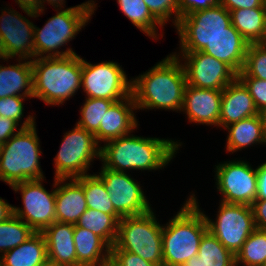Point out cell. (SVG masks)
I'll use <instances>...</instances> for the list:
<instances>
[{
	"instance_id": "42",
	"label": "cell",
	"mask_w": 266,
	"mask_h": 266,
	"mask_svg": "<svg viewBox=\"0 0 266 266\" xmlns=\"http://www.w3.org/2000/svg\"><path fill=\"white\" fill-rule=\"evenodd\" d=\"M220 4L229 12L236 9L266 7L265 0H220Z\"/></svg>"
},
{
	"instance_id": "49",
	"label": "cell",
	"mask_w": 266,
	"mask_h": 266,
	"mask_svg": "<svg viewBox=\"0 0 266 266\" xmlns=\"http://www.w3.org/2000/svg\"><path fill=\"white\" fill-rule=\"evenodd\" d=\"M41 266H59V265H56L54 263H51V262L47 261L45 264H43Z\"/></svg>"
},
{
	"instance_id": "40",
	"label": "cell",
	"mask_w": 266,
	"mask_h": 266,
	"mask_svg": "<svg viewBox=\"0 0 266 266\" xmlns=\"http://www.w3.org/2000/svg\"><path fill=\"white\" fill-rule=\"evenodd\" d=\"M35 116L28 115L23 121L22 125L18 124L13 119H7L3 116H0V145L5 144L13 135H15L21 128H26L34 125ZM21 126L20 128H17ZM17 130V131H16Z\"/></svg>"
},
{
	"instance_id": "11",
	"label": "cell",
	"mask_w": 266,
	"mask_h": 266,
	"mask_svg": "<svg viewBox=\"0 0 266 266\" xmlns=\"http://www.w3.org/2000/svg\"><path fill=\"white\" fill-rule=\"evenodd\" d=\"M132 80L118 63L92 64L82 58L81 86L86 97L120 101L131 95Z\"/></svg>"
},
{
	"instance_id": "14",
	"label": "cell",
	"mask_w": 266,
	"mask_h": 266,
	"mask_svg": "<svg viewBox=\"0 0 266 266\" xmlns=\"http://www.w3.org/2000/svg\"><path fill=\"white\" fill-rule=\"evenodd\" d=\"M173 54L183 61L181 63L186 74L187 85L223 90L237 78V73L229 65L202 51Z\"/></svg>"
},
{
	"instance_id": "17",
	"label": "cell",
	"mask_w": 266,
	"mask_h": 266,
	"mask_svg": "<svg viewBox=\"0 0 266 266\" xmlns=\"http://www.w3.org/2000/svg\"><path fill=\"white\" fill-rule=\"evenodd\" d=\"M221 98L222 90L187 85L181 112H185L190 123L219 127Z\"/></svg>"
},
{
	"instance_id": "25",
	"label": "cell",
	"mask_w": 266,
	"mask_h": 266,
	"mask_svg": "<svg viewBox=\"0 0 266 266\" xmlns=\"http://www.w3.org/2000/svg\"><path fill=\"white\" fill-rule=\"evenodd\" d=\"M19 60L17 64H0V98L9 96L33 97V70L31 60Z\"/></svg>"
},
{
	"instance_id": "4",
	"label": "cell",
	"mask_w": 266,
	"mask_h": 266,
	"mask_svg": "<svg viewBox=\"0 0 266 266\" xmlns=\"http://www.w3.org/2000/svg\"><path fill=\"white\" fill-rule=\"evenodd\" d=\"M33 98L47 105L60 106L81 88L82 58L78 54L67 57L34 58Z\"/></svg>"
},
{
	"instance_id": "35",
	"label": "cell",
	"mask_w": 266,
	"mask_h": 266,
	"mask_svg": "<svg viewBox=\"0 0 266 266\" xmlns=\"http://www.w3.org/2000/svg\"><path fill=\"white\" fill-rule=\"evenodd\" d=\"M237 75H249L266 80V45L264 43L249 44L244 66Z\"/></svg>"
},
{
	"instance_id": "6",
	"label": "cell",
	"mask_w": 266,
	"mask_h": 266,
	"mask_svg": "<svg viewBox=\"0 0 266 266\" xmlns=\"http://www.w3.org/2000/svg\"><path fill=\"white\" fill-rule=\"evenodd\" d=\"M40 139L36 124L21 128L0 145V180L8 184L46 178L41 170Z\"/></svg>"
},
{
	"instance_id": "29",
	"label": "cell",
	"mask_w": 266,
	"mask_h": 266,
	"mask_svg": "<svg viewBox=\"0 0 266 266\" xmlns=\"http://www.w3.org/2000/svg\"><path fill=\"white\" fill-rule=\"evenodd\" d=\"M82 186L87 208L113 215L118 221L121 216L114 210L110 195L103 181L95 174H87L75 178Z\"/></svg>"
},
{
	"instance_id": "45",
	"label": "cell",
	"mask_w": 266,
	"mask_h": 266,
	"mask_svg": "<svg viewBox=\"0 0 266 266\" xmlns=\"http://www.w3.org/2000/svg\"><path fill=\"white\" fill-rule=\"evenodd\" d=\"M257 170V197L256 200H266V162L258 165Z\"/></svg>"
},
{
	"instance_id": "3",
	"label": "cell",
	"mask_w": 266,
	"mask_h": 266,
	"mask_svg": "<svg viewBox=\"0 0 266 266\" xmlns=\"http://www.w3.org/2000/svg\"><path fill=\"white\" fill-rule=\"evenodd\" d=\"M207 231L204 212L192 193L162 228L163 266H182L198 255L201 238Z\"/></svg>"
},
{
	"instance_id": "34",
	"label": "cell",
	"mask_w": 266,
	"mask_h": 266,
	"mask_svg": "<svg viewBox=\"0 0 266 266\" xmlns=\"http://www.w3.org/2000/svg\"><path fill=\"white\" fill-rule=\"evenodd\" d=\"M113 103L112 100L85 97V102L80 108L81 117L76 124L95 135L105 113Z\"/></svg>"
},
{
	"instance_id": "7",
	"label": "cell",
	"mask_w": 266,
	"mask_h": 266,
	"mask_svg": "<svg viewBox=\"0 0 266 266\" xmlns=\"http://www.w3.org/2000/svg\"><path fill=\"white\" fill-rule=\"evenodd\" d=\"M151 209L149 212L123 217L118 222L115 246L136 254L151 263L163 265L162 228Z\"/></svg>"
},
{
	"instance_id": "32",
	"label": "cell",
	"mask_w": 266,
	"mask_h": 266,
	"mask_svg": "<svg viewBox=\"0 0 266 266\" xmlns=\"http://www.w3.org/2000/svg\"><path fill=\"white\" fill-rule=\"evenodd\" d=\"M35 231L14 214L0 222V257L24 243Z\"/></svg>"
},
{
	"instance_id": "10",
	"label": "cell",
	"mask_w": 266,
	"mask_h": 266,
	"mask_svg": "<svg viewBox=\"0 0 266 266\" xmlns=\"http://www.w3.org/2000/svg\"><path fill=\"white\" fill-rule=\"evenodd\" d=\"M43 181L44 178L27 180L11 186L13 191L21 192L23 202V208L13 206V214L35 232H43L56 221V179L54 178V189L50 192L42 185Z\"/></svg>"
},
{
	"instance_id": "28",
	"label": "cell",
	"mask_w": 266,
	"mask_h": 266,
	"mask_svg": "<svg viewBox=\"0 0 266 266\" xmlns=\"http://www.w3.org/2000/svg\"><path fill=\"white\" fill-rule=\"evenodd\" d=\"M182 266H236V257L207 231L201 238L198 255L192 256Z\"/></svg>"
},
{
	"instance_id": "2",
	"label": "cell",
	"mask_w": 266,
	"mask_h": 266,
	"mask_svg": "<svg viewBox=\"0 0 266 266\" xmlns=\"http://www.w3.org/2000/svg\"><path fill=\"white\" fill-rule=\"evenodd\" d=\"M131 80V94L138 110L181 112L187 81L181 61L173 53Z\"/></svg>"
},
{
	"instance_id": "39",
	"label": "cell",
	"mask_w": 266,
	"mask_h": 266,
	"mask_svg": "<svg viewBox=\"0 0 266 266\" xmlns=\"http://www.w3.org/2000/svg\"><path fill=\"white\" fill-rule=\"evenodd\" d=\"M109 266H163L144 260L140 256L128 251L119 250L115 245L111 247Z\"/></svg>"
},
{
	"instance_id": "36",
	"label": "cell",
	"mask_w": 266,
	"mask_h": 266,
	"mask_svg": "<svg viewBox=\"0 0 266 266\" xmlns=\"http://www.w3.org/2000/svg\"><path fill=\"white\" fill-rule=\"evenodd\" d=\"M152 16L165 26L171 18L175 28L179 23L180 0H144ZM174 15V17H172ZM174 18V19H173Z\"/></svg>"
},
{
	"instance_id": "21",
	"label": "cell",
	"mask_w": 266,
	"mask_h": 266,
	"mask_svg": "<svg viewBox=\"0 0 266 266\" xmlns=\"http://www.w3.org/2000/svg\"><path fill=\"white\" fill-rule=\"evenodd\" d=\"M56 221L75 225L87 210L83 186L75 179H56Z\"/></svg>"
},
{
	"instance_id": "18",
	"label": "cell",
	"mask_w": 266,
	"mask_h": 266,
	"mask_svg": "<svg viewBox=\"0 0 266 266\" xmlns=\"http://www.w3.org/2000/svg\"><path fill=\"white\" fill-rule=\"evenodd\" d=\"M137 110L132 94L120 101L114 102L100 122L99 130L94 135L96 142L101 146L104 144L128 135L137 130L138 121L134 111Z\"/></svg>"
},
{
	"instance_id": "23",
	"label": "cell",
	"mask_w": 266,
	"mask_h": 266,
	"mask_svg": "<svg viewBox=\"0 0 266 266\" xmlns=\"http://www.w3.org/2000/svg\"><path fill=\"white\" fill-rule=\"evenodd\" d=\"M77 266H109L111 247L93 232L74 225Z\"/></svg>"
},
{
	"instance_id": "13",
	"label": "cell",
	"mask_w": 266,
	"mask_h": 266,
	"mask_svg": "<svg viewBox=\"0 0 266 266\" xmlns=\"http://www.w3.org/2000/svg\"><path fill=\"white\" fill-rule=\"evenodd\" d=\"M215 184L223 197L220 201L251 206L257 197V170L244 160L224 161L215 165Z\"/></svg>"
},
{
	"instance_id": "12",
	"label": "cell",
	"mask_w": 266,
	"mask_h": 266,
	"mask_svg": "<svg viewBox=\"0 0 266 266\" xmlns=\"http://www.w3.org/2000/svg\"><path fill=\"white\" fill-rule=\"evenodd\" d=\"M216 221L204 214L208 231L236 255L256 229L251 206L219 202Z\"/></svg>"
},
{
	"instance_id": "26",
	"label": "cell",
	"mask_w": 266,
	"mask_h": 266,
	"mask_svg": "<svg viewBox=\"0 0 266 266\" xmlns=\"http://www.w3.org/2000/svg\"><path fill=\"white\" fill-rule=\"evenodd\" d=\"M48 261L46 240L42 232H35L19 246L0 257V266H41Z\"/></svg>"
},
{
	"instance_id": "43",
	"label": "cell",
	"mask_w": 266,
	"mask_h": 266,
	"mask_svg": "<svg viewBox=\"0 0 266 266\" xmlns=\"http://www.w3.org/2000/svg\"><path fill=\"white\" fill-rule=\"evenodd\" d=\"M251 208L256 228L266 230V200H255Z\"/></svg>"
},
{
	"instance_id": "19",
	"label": "cell",
	"mask_w": 266,
	"mask_h": 266,
	"mask_svg": "<svg viewBox=\"0 0 266 266\" xmlns=\"http://www.w3.org/2000/svg\"><path fill=\"white\" fill-rule=\"evenodd\" d=\"M260 114L245 85L236 78L222 90L219 127Z\"/></svg>"
},
{
	"instance_id": "22",
	"label": "cell",
	"mask_w": 266,
	"mask_h": 266,
	"mask_svg": "<svg viewBox=\"0 0 266 266\" xmlns=\"http://www.w3.org/2000/svg\"><path fill=\"white\" fill-rule=\"evenodd\" d=\"M42 233L49 262L59 266H77L73 224L55 221Z\"/></svg>"
},
{
	"instance_id": "48",
	"label": "cell",
	"mask_w": 266,
	"mask_h": 266,
	"mask_svg": "<svg viewBox=\"0 0 266 266\" xmlns=\"http://www.w3.org/2000/svg\"><path fill=\"white\" fill-rule=\"evenodd\" d=\"M261 114L264 120V128H265V134H266V110H264Z\"/></svg>"
},
{
	"instance_id": "38",
	"label": "cell",
	"mask_w": 266,
	"mask_h": 266,
	"mask_svg": "<svg viewBox=\"0 0 266 266\" xmlns=\"http://www.w3.org/2000/svg\"><path fill=\"white\" fill-rule=\"evenodd\" d=\"M25 98L33 97H20V96H9L6 98H0V116L7 119H13L18 124L21 122L24 116V104Z\"/></svg>"
},
{
	"instance_id": "44",
	"label": "cell",
	"mask_w": 266,
	"mask_h": 266,
	"mask_svg": "<svg viewBox=\"0 0 266 266\" xmlns=\"http://www.w3.org/2000/svg\"><path fill=\"white\" fill-rule=\"evenodd\" d=\"M15 2L30 18L39 17L45 11H40V0H15Z\"/></svg>"
},
{
	"instance_id": "37",
	"label": "cell",
	"mask_w": 266,
	"mask_h": 266,
	"mask_svg": "<svg viewBox=\"0 0 266 266\" xmlns=\"http://www.w3.org/2000/svg\"><path fill=\"white\" fill-rule=\"evenodd\" d=\"M237 78L248 89L259 113L266 110V80L250 77L249 75H237Z\"/></svg>"
},
{
	"instance_id": "33",
	"label": "cell",
	"mask_w": 266,
	"mask_h": 266,
	"mask_svg": "<svg viewBox=\"0 0 266 266\" xmlns=\"http://www.w3.org/2000/svg\"><path fill=\"white\" fill-rule=\"evenodd\" d=\"M236 266L266 265V230L256 228L235 255Z\"/></svg>"
},
{
	"instance_id": "16",
	"label": "cell",
	"mask_w": 266,
	"mask_h": 266,
	"mask_svg": "<svg viewBox=\"0 0 266 266\" xmlns=\"http://www.w3.org/2000/svg\"><path fill=\"white\" fill-rule=\"evenodd\" d=\"M0 16V59H34V23L13 8Z\"/></svg>"
},
{
	"instance_id": "47",
	"label": "cell",
	"mask_w": 266,
	"mask_h": 266,
	"mask_svg": "<svg viewBox=\"0 0 266 266\" xmlns=\"http://www.w3.org/2000/svg\"><path fill=\"white\" fill-rule=\"evenodd\" d=\"M47 3L54 6V8H65V1L64 0H40V11L44 10L45 7H44V3Z\"/></svg>"
},
{
	"instance_id": "46",
	"label": "cell",
	"mask_w": 266,
	"mask_h": 266,
	"mask_svg": "<svg viewBox=\"0 0 266 266\" xmlns=\"http://www.w3.org/2000/svg\"><path fill=\"white\" fill-rule=\"evenodd\" d=\"M13 214V206L0 197V222Z\"/></svg>"
},
{
	"instance_id": "1",
	"label": "cell",
	"mask_w": 266,
	"mask_h": 266,
	"mask_svg": "<svg viewBox=\"0 0 266 266\" xmlns=\"http://www.w3.org/2000/svg\"><path fill=\"white\" fill-rule=\"evenodd\" d=\"M182 142L141 137L133 134L124 135L100 146L102 166L117 172L128 170L164 169L180 149Z\"/></svg>"
},
{
	"instance_id": "15",
	"label": "cell",
	"mask_w": 266,
	"mask_h": 266,
	"mask_svg": "<svg viewBox=\"0 0 266 266\" xmlns=\"http://www.w3.org/2000/svg\"><path fill=\"white\" fill-rule=\"evenodd\" d=\"M96 175L103 181L114 210L122 218L142 215L152 209L140 183L127 172H117L102 166Z\"/></svg>"
},
{
	"instance_id": "27",
	"label": "cell",
	"mask_w": 266,
	"mask_h": 266,
	"mask_svg": "<svg viewBox=\"0 0 266 266\" xmlns=\"http://www.w3.org/2000/svg\"><path fill=\"white\" fill-rule=\"evenodd\" d=\"M231 24L249 42L266 40V7L230 11Z\"/></svg>"
},
{
	"instance_id": "30",
	"label": "cell",
	"mask_w": 266,
	"mask_h": 266,
	"mask_svg": "<svg viewBox=\"0 0 266 266\" xmlns=\"http://www.w3.org/2000/svg\"><path fill=\"white\" fill-rule=\"evenodd\" d=\"M118 222L111 214L87 208L75 225L93 232L112 247L118 235Z\"/></svg>"
},
{
	"instance_id": "24",
	"label": "cell",
	"mask_w": 266,
	"mask_h": 266,
	"mask_svg": "<svg viewBox=\"0 0 266 266\" xmlns=\"http://www.w3.org/2000/svg\"><path fill=\"white\" fill-rule=\"evenodd\" d=\"M228 135L225 148L232 154L253 145H266V134L262 114L242 119L224 128Z\"/></svg>"
},
{
	"instance_id": "20",
	"label": "cell",
	"mask_w": 266,
	"mask_h": 266,
	"mask_svg": "<svg viewBox=\"0 0 266 266\" xmlns=\"http://www.w3.org/2000/svg\"><path fill=\"white\" fill-rule=\"evenodd\" d=\"M249 42L230 24L227 31L213 38L202 52L225 62L237 74L242 70Z\"/></svg>"
},
{
	"instance_id": "31",
	"label": "cell",
	"mask_w": 266,
	"mask_h": 266,
	"mask_svg": "<svg viewBox=\"0 0 266 266\" xmlns=\"http://www.w3.org/2000/svg\"><path fill=\"white\" fill-rule=\"evenodd\" d=\"M121 12L142 33L154 40L159 39L158 27L163 26L152 16L144 0H117ZM158 25V26H157Z\"/></svg>"
},
{
	"instance_id": "41",
	"label": "cell",
	"mask_w": 266,
	"mask_h": 266,
	"mask_svg": "<svg viewBox=\"0 0 266 266\" xmlns=\"http://www.w3.org/2000/svg\"><path fill=\"white\" fill-rule=\"evenodd\" d=\"M220 4V0H180L179 20L192 12L205 10Z\"/></svg>"
},
{
	"instance_id": "9",
	"label": "cell",
	"mask_w": 266,
	"mask_h": 266,
	"mask_svg": "<svg viewBox=\"0 0 266 266\" xmlns=\"http://www.w3.org/2000/svg\"><path fill=\"white\" fill-rule=\"evenodd\" d=\"M230 12L221 4L180 18L176 27L180 52L202 51L213 38L227 31Z\"/></svg>"
},
{
	"instance_id": "5",
	"label": "cell",
	"mask_w": 266,
	"mask_h": 266,
	"mask_svg": "<svg viewBox=\"0 0 266 266\" xmlns=\"http://www.w3.org/2000/svg\"><path fill=\"white\" fill-rule=\"evenodd\" d=\"M95 3L94 0H88L74 7L57 8V14L49 18L44 27L39 28L35 25L34 58L67 57L77 54L69 47L65 51L60 49L88 24L94 10L97 9Z\"/></svg>"
},
{
	"instance_id": "8",
	"label": "cell",
	"mask_w": 266,
	"mask_h": 266,
	"mask_svg": "<svg viewBox=\"0 0 266 266\" xmlns=\"http://www.w3.org/2000/svg\"><path fill=\"white\" fill-rule=\"evenodd\" d=\"M54 157L55 179H71L87 175L91 162L100 159V146L92 133L78 126L65 132Z\"/></svg>"
}]
</instances>
